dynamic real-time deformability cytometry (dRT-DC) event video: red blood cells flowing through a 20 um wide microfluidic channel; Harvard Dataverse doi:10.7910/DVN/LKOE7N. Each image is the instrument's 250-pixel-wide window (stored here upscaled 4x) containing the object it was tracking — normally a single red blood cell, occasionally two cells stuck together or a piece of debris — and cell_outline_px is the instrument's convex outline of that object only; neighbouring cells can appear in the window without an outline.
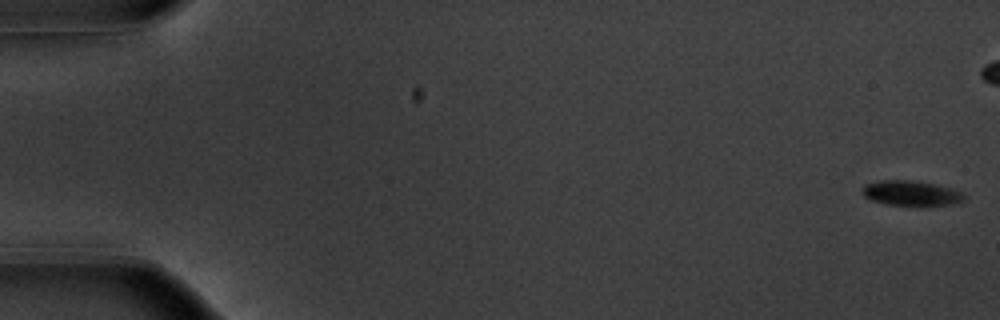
{"species": "common noctule bat (a hibernating species)", "species_latin": "Nyctalus noctula", "temperature_condition": "warm", "stored_images_in_passage": 56, "camera_frame_rate_fps": 3000, "um_per_image_px": 0.085, "animal": {"sex": "male", "body_mass_g": 20.1, "forearm_length_mm": 53.5}, "frame": {"image": 1, "passage_image": 1, "time_ms": 0.0, "image_size_px": [1000, 320], "cell_outline_px": [[964, 200], [960, 204], [928, 208], [920, 208], [884, 204], [868, 200], [860, 192], [864, 184], [880, 180], [916, 180], [948, 188], [960, 192], [964, 196]], "centroid_in_image_um": [77.43, 16.48], "position_along_channel_um": 7.6, "area_um2": 15.84}}
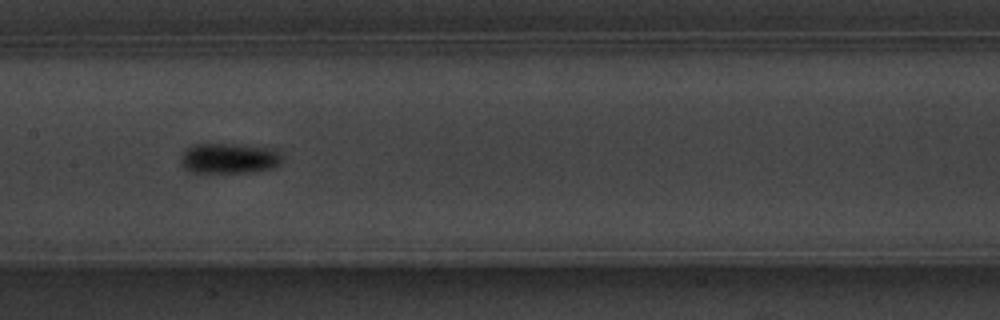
{"frame": {"image": 2, "passage_image": 28, "time_ms": 9.0, "image_size_px": [1000, 320], "cell_outline_px": [[284, 160], [280, 164], [272, 168], [252, 172], [188, 172], [180, 164], [180, 156], [184, 148], [192, 144], [236, 144], [276, 148]], "centroid_in_image_um": [19.46, 13.44], "position_along_channel_um": 187.9, "area_um2": 18.38}}
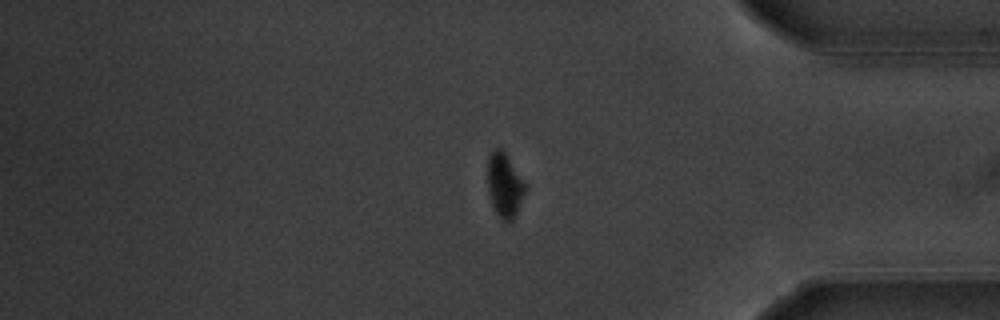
{"frame": {"image": 3, "passage_image": 46, "time_ms": 15.0, "image_size_px": [1000, 320], "cell_outline_px": [[524, 192], [516, 212], [512, 220], [504, 220], [496, 212], [492, 204], [488, 192], [488, 156], [496, 148], [500, 148], [504, 152], [524, 184]], "centroid_in_image_um": [42.83, 15.73], "position_along_channel_um": 392.4, "area_um2": 13.18}, "authors_computed_cell_mechanics": {"area_um2": 15.8372, "velocity_mm_per_s": 3.7388, "shape_relaxation_time_tau1_ms": 2.6693, "shape_relaxation_time_tau2_ms": null, "deformation_change_tau1": 0.1062, "deformation_change_tau2": null}}